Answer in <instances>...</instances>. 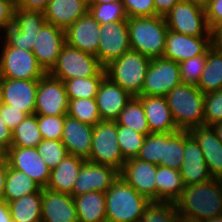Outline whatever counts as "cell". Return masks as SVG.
Returning <instances> with one entry per match:
<instances>
[{"instance_id":"obj_1","label":"cell","mask_w":222,"mask_h":222,"mask_svg":"<svg viewBox=\"0 0 222 222\" xmlns=\"http://www.w3.org/2000/svg\"><path fill=\"white\" fill-rule=\"evenodd\" d=\"M181 218L205 222L222 215V180L186 185L175 202Z\"/></svg>"},{"instance_id":"obj_2","label":"cell","mask_w":222,"mask_h":222,"mask_svg":"<svg viewBox=\"0 0 222 222\" xmlns=\"http://www.w3.org/2000/svg\"><path fill=\"white\" fill-rule=\"evenodd\" d=\"M130 49L154 59L163 57L168 26L163 16L128 18Z\"/></svg>"},{"instance_id":"obj_3","label":"cell","mask_w":222,"mask_h":222,"mask_svg":"<svg viewBox=\"0 0 222 222\" xmlns=\"http://www.w3.org/2000/svg\"><path fill=\"white\" fill-rule=\"evenodd\" d=\"M107 222H140L150 201L120 176L105 192Z\"/></svg>"},{"instance_id":"obj_4","label":"cell","mask_w":222,"mask_h":222,"mask_svg":"<svg viewBox=\"0 0 222 222\" xmlns=\"http://www.w3.org/2000/svg\"><path fill=\"white\" fill-rule=\"evenodd\" d=\"M204 95L196 85L181 83L165 96L179 130L204 126Z\"/></svg>"},{"instance_id":"obj_5","label":"cell","mask_w":222,"mask_h":222,"mask_svg":"<svg viewBox=\"0 0 222 222\" xmlns=\"http://www.w3.org/2000/svg\"><path fill=\"white\" fill-rule=\"evenodd\" d=\"M150 62V58L130 49L104 67L106 77L131 96H139Z\"/></svg>"},{"instance_id":"obj_6","label":"cell","mask_w":222,"mask_h":222,"mask_svg":"<svg viewBox=\"0 0 222 222\" xmlns=\"http://www.w3.org/2000/svg\"><path fill=\"white\" fill-rule=\"evenodd\" d=\"M47 23L40 11H27L14 8L13 15L6 22L2 31V41L6 45L26 51H32L37 33Z\"/></svg>"},{"instance_id":"obj_7","label":"cell","mask_w":222,"mask_h":222,"mask_svg":"<svg viewBox=\"0 0 222 222\" xmlns=\"http://www.w3.org/2000/svg\"><path fill=\"white\" fill-rule=\"evenodd\" d=\"M104 67L93 54L69 46H63L56 64L48 72L63 82L73 78L96 76Z\"/></svg>"},{"instance_id":"obj_8","label":"cell","mask_w":222,"mask_h":222,"mask_svg":"<svg viewBox=\"0 0 222 222\" xmlns=\"http://www.w3.org/2000/svg\"><path fill=\"white\" fill-rule=\"evenodd\" d=\"M92 150L87 161L114 167L120 171L124 165L118 139L117 122L100 121L93 127Z\"/></svg>"},{"instance_id":"obj_9","label":"cell","mask_w":222,"mask_h":222,"mask_svg":"<svg viewBox=\"0 0 222 222\" xmlns=\"http://www.w3.org/2000/svg\"><path fill=\"white\" fill-rule=\"evenodd\" d=\"M164 18L168 30L173 32L194 37L212 36L205 9L187 1L180 0Z\"/></svg>"},{"instance_id":"obj_10","label":"cell","mask_w":222,"mask_h":222,"mask_svg":"<svg viewBox=\"0 0 222 222\" xmlns=\"http://www.w3.org/2000/svg\"><path fill=\"white\" fill-rule=\"evenodd\" d=\"M0 52V78L39 80L46 72L38 64L32 51L3 43Z\"/></svg>"},{"instance_id":"obj_11","label":"cell","mask_w":222,"mask_h":222,"mask_svg":"<svg viewBox=\"0 0 222 222\" xmlns=\"http://www.w3.org/2000/svg\"><path fill=\"white\" fill-rule=\"evenodd\" d=\"M181 83L179 63L164 57L154 58L151 59L140 95L165 97Z\"/></svg>"},{"instance_id":"obj_12","label":"cell","mask_w":222,"mask_h":222,"mask_svg":"<svg viewBox=\"0 0 222 222\" xmlns=\"http://www.w3.org/2000/svg\"><path fill=\"white\" fill-rule=\"evenodd\" d=\"M68 104L64 82L45 73L38 83L35 115L65 116L68 113Z\"/></svg>"},{"instance_id":"obj_13","label":"cell","mask_w":222,"mask_h":222,"mask_svg":"<svg viewBox=\"0 0 222 222\" xmlns=\"http://www.w3.org/2000/svg\"><path fill=\"white\" fill-rule=\"evenodd\" d=\"M100 38L95 55L105 67L130 50L128 20L100 24Z\"/></svg>"},{"instance_id":"obj_14","label":"cell","mask_w":222,"mask_h":222,"mask_svg":"<svg viewBox=\"0 0 222 222\" xmlns=\"http://www.w3.org/2000/svg\"><path fill=\"white\" fill-rule=\"evenodd\" d=\"M9 167L25 173L45 188L50 177V168L36 147L11 146L4 154Z\"/></svg>"},{"instance_id":"obj_15","label":"cell","mask_w":222,"mask_h":222,"mask_svg":"<svg viewBox=\"0 0 222 222\" xmlns=\"http://www.w3.org/2000/svg\"><path fill=\"white\" fill-rule=\"evenodd\" d=\"M119 176L112 166L85 161L73 187V197L89 192L105 193Z\"/></svg>"},{"instance_id":"obj_16","label":"cell","mask_w":222,"mask_h":222,"mask_svg":"<svg viewBox=\"0 0 222 222\" xmlns=\"http://www.w3.org/2000/svg\"><path fill=\"white\" fill-rule=\"evenodd\" d=\"M158 165L131 158L124 162L119 176L149 201H156V172Z\"/></svg>"},{"instance_id":"obj_17","label":"cell","mask_w":222,"mask_h":222,"mask_svg":"<svg viewBox=\"0 0 222 222\" xmlns=\"http://www.w3.org/2000/svg\"><path fill=\"white\" fill-rule=\"evenodd\" d=\"M65 44V31L53 24L46 23L37 33L32 53L46 73L56 64Z\"/></svg>"},{"instance_id":"obj_18","label":"cell","mask_w":222,"mask_h":222,"mask_svg":"<svg viewBox=\"0 0 222 222\" xmlns=\"http://www.w3.org/2000/svg\"><path fill=\"white\" fill-rule=\"evenodd\" d=\"M39 80L0 78L1 103L21 109L27 116L35 114Z\"/></svg>"},{"instance_id":"obj_19","label":"cell","mask_w":222,"mask_h":222,"mask_svg":"<svg viewBox=\"0 0 222 222\" xmlns=\"http://www.w3.org/2000/svg\"><path fill=\"white\" fill-rule=\"evenodd\" d=\"M212 46V36L194 37L167 31L163 57L177 63L199 55H207Z\"/></svg>"},{"instance_id":"obj_20","label":"cell","mask_w":222,"mask_h":222,"mask_svg":"<svg viewBox=\"0 0 222 222\" xmlns=\"http://www.w3.org/2000/svg\"><path fill=\"white\" fill-rule=\"evenodd\" d=\"M179 172L185 186L212 179L199 144L187 130H184V158Z\"/></svg>"},{"instance_id":"obj_21","label":"cell","mask_w":222,"mask_h":222,"mask_svg":"<svg viewBox=\"0 0 222 222\" xmlns=\"http://www.w3.org/2000/svg\"><path fill=\"white\" fill-rule=\"evenodd\" d=\"M99 29L100 23L87 12L65 30L66 43L71 47L96 55L100 38Z\"/></svg>"},{"instance_id":"obj_22","label":"cell","mask_w":222,"mask_h":222,"mask_svg":"<svg viewBox=\"0 0 222 222\" xmlns=\"http://www.w3.org/2000/svg\"><path fill=\"white\" fill-rule=\"evenodd\" d=\"M93 127L65 115L61 142L69 155L88 160L92 150Z\"/></svg>"},{"instance_id":"obj_23","label":"cell","mask_w":222,"mask_h":222,"mask_svg":"<svg viewBox=\"0 0 222 222\" xmlns=\"http://www.w3.org/2000/svg\"><path fill=\"white\" fill-rule=\"evenodd\" d=\"M41 222H79L73 197L70 194L42 188Z\"/></svg>"},{"instance_id":"obj_24","label":"cell","mask_w":222,"mask_h":222,"mask_svg":"<svg viewBox=\"0 0 222 222\" xmlns=\"http://www.w3.org/2000/svg\"><path fill=\"white\" fill-rule=\"evenodd\" d=\"M132 97L119 85L105 77L95 97L102 121H116Z\"/></svg>"},{"instance_id":"obj_25","label":"cell","mask_w":222,"mask_h":222,"mask_svg":"<svg viewBox=\"0 0 222 222\" xmlns=\"http://www.w3.org/2000/svg\"><path fill=\"white\" fill-rule=\"evenodd\" d=\"M199 144L212 178L222 180V143L212 126H199L189 130Z\"/></svg>"},{"instance_id":"obj_26","label":"cell","mask_w":222,"mask_h":222,"mask_svg":"<svg viewBox=\"0 0 222 222\" xmlns=\"http://www.w3.org/2000/svg\"><path fill=\"white\" fill-rule=\"evenodd\" d=\"M137 97L144 107L150 133H170L179 130L172 117L166 97L146 95Z\"/></svg>"},{"instance_id":"obj_27","label":"cell","mask_w":222,"mask_h":222,"mask_svg":"<svg viewBox=\"0 0 222 222\" xmlns=\"http://www.w3.org/2000/svg\"><path fill=\"white\" fill-rule=\"evenodd\" d=\"M87 12V0H50L44 15L47 23L65 31Z\"/></svg>"},{"instance_id":"obj_28","label":"cell","mask_w":222,"mask_h":222,"mask_svg":"<svg viewBox=\"0 0 222 222\" xmlns=\"http://www.w3.org/2000/svg\"><path fill=\"white\" fill-rule=\"evenodd\" d=\"M85 161L82 158L68 154L51 170L49 181L45 188L55 192L70 194L73 197V187Z\"/></svg>"},{"instance_id":"obj_29","label":"cell","mask_w":222,"mask_h":222,"mask_svg":"<svg viewBox=\"0 0 222 222\" xmlns=\"http://www.w3.org/2000/svg\"><path fill=\"white\" fill-rule=\"evenodd\" d=\"M155 178L156 201L175 203L185 188L179 170L158 166Z\"/></svg>"},{"instance_id":"obj_30","label":"cell","mask_w":222,"mask_h":222,"mask_svg":"<svg viewBox=\"0 0 222 222\" xmlns=\"http://www.w3.org/2000/svg\"><path fill=\"white\" fill-rule=\"evenodd\" d=\"M79 222H107L105 193L89 192L73 197Z\"/></svg>"},{"instance_id":"obj_31","label":"cell","mask_w":222,"mask_h":222,"mask_svg":"<svg viewBox=\"0 0 222 222\" xmlns=\"http://www.w3.org/2000/svg\"><path fill=\"white\" fill-rule=\"evenodd\" d=\"M42 188L33 194L25 195L8 202L13 222H41Z\"/></svg>"},{"instance_id":"obj_32","label":"cell","mask_w":222,"mask_h":222,"mask_svg":"<svg viewBox=\"0 0 222 222\" xmlns=\"http://www.w3.org/2000/svg\"><path fill=\"white\" fill-rule=\"evenodd\" d=\"M197 87L204 94L222 89V52L214 45L207 50L206 64Z\"/></svg>"},{"instance_id":"obj_33","label":"cell","mask_w":222,"mask_h":222,"mask_svg":"<svg viewBox=\"0 0 222 222\" xmlns=\"http://www.w3.org/2000/svg\"><path fill=\"white\" fill-rule=\"evenodd\" d=\"M4 201L11 202L25 195L38 192L42 187L25 173L13 169L7 164Z\"/></svg>"},{"instance_id":"obj_34","label":"cell","mask_w":222,"mask_h":222,"mask_svg":"<svg viewBox=\"0 0 222 222\" xmlns=\"http://www.w3.org/2000/svg\"><path fill=\"white\" fill-rule=\"evenodd\" d=\"M117 125L127 126L143 135L150 134V128L146 119L145 110L141 100L132 97L116 120Z\"/></svg>"},{"instance_id":"obj_35","label":"cell","mask_w":222,"mask_h":222,"mask_svg":"<svg viewBox=\"0 0 222 222\" xmlns=\"http://www.w3.org/2000/svg\"><path fill=\"white\" fill-rule=\"evenodd\" d=\"M184 158V130L163 133L161 166L180 170Z\"/></svg>"},{"instance_id":"obj_36","label":"cell","mask_w":222,"mask_h":222,"mask_svg":"<svg viewBox=\"0 0 222 222\" xmlns=\"http://www.w3.org/2000/svg\"><path fill=\"white\" fill-rule=\"evenodd\" d=\"M105 77L106 72L105 68H103L96 76L87 78H73L64 81L68 100L95 98Z\"/></svg>"},{"instance_id":"obj_37","label":"cell","mask_w":222,"mask_h":222,"mask_svg":"<svg viewBox=\"0 0 222 222\" xmlns=\"http://www.w3.org/2000/svg\"><path fill=\"white\" fill-rule=\"evenodd\" d=\"M43 140L37 125V115H28L12 130L14 147H36Z\"/></svg>"},{"instance_id":"obj_38","label":"cell","mask_w":222,"mask_h":222,"mask_svg":"<svg viewBox=\"0 0 222 222\" xmlns=\"http://www.w3.org/2000/svg\"><path fill=\"white\" fill-rule=\"evenodd\" d=\"M67 115L91 126L102 121L95 98L69 100Z\"/></svg>"},{"instance_id":"obj_39","label":"cell","mask_w":222,"mask_h":222,"mask_svg":"<svg viewBox=\"0 0 222 222\" xmlns=\"http://www.w3.org/2000/svg\"><path fill=\"white\" fill-rule=\"evenodd\" d=\"M175 203L150 201L145 207L140 222H180Z\"/></svg>"},{"instance_id":"obj_40","label":"cell","mask_w":222,"mask_h":222,"mask_svg":"<svg viewBox=\"0 0 222 222\" xmlns=\"http://www.w3.org/2000/svg\"><path fill=\"white\" fill-rule=\"evenodd\" d=\"M145 138V135L130 127L117 125V139L124 161L137 157Z\"/></svg>"},{"instance_id":"obj_41","label":"cell","mask_w":222,"mask_h":222,"mask_svg":"<svg viewBox=\"0 0 222 222\" xmlns=\"http://www.w3.org/2000/svg\"><path fill=\"white\" fill-rule=\"evenodd\" d=\"M88 12L100 24L128 20L122 1L87 5Z\"/></svg>"},{"instance_id":"obj_42","label":"cell","mask_w":222,"mask_h":222,"mask_svg":"<svg viewBox=\"0 0 222 222\" xmlns=\"http://www.w3.org/2000/svg\"><path fill=\"white\" fill-rule=\"evenodd\" d=\"M36 149L50 170L54 169L68 155L61 140L43 139Z\"/></svg>"},{"instance_id":"obj_43","label":"cell","mask_w":222,"mask_h":222,"mask_svg":"<svg viewBox=\"0 0 222 222\" xmlns=\"http://www.w3.org/2000/svg\"><path fill=\"white\" fill-rule=\"evenodd\" d=\"M136 158L161 166V159H163V133L146 135L144 144Z\"/></svg>"},{"instance_id":"obj_44","label":"cell","mask_w":222,"mask_h":222,"mask_svg":"<svg viewBox=\"0 0 222 222\" xmlns=\"http://www.w3.org/2000/svg\"><path fill=\"white\" fill-rule=\"evenodd\" d=\"M204 125L222 122V89L204 95Z\"/></svg>"},{"instance_id":"obj_45","label":"cell","mask_w":222,"mask_h":222,"mask_svg":"<svg viewBox=\"0 0 222 222\" xmlns=\"http://www.w3.org/2000/svg\"><path fill=\"white\" fill-rule=\"evenodd\" d=\"M205 64L206 55H199L179 63L182 83L197 86Z\"/></svg>"},{"instance_id":"obj_46","label":"cell","mask_w":222,"mask_h":222,"mask_svg":"<svg viewBox=\"0 0 222 222\" xmlns=\"http://www.w3.org/2000/svg\"><path fill=\"white\" fill-rule=\"evenodd\" d=\"M65 116L37 115V125L43 139L61 140Z\"/></svg>"},{"instance_id":"obj_47","label":"cell","mask_w":222,"mask_h":222,"mask_svg":"<svg viewBox=\"0 0 222 222\" xmlns=\"http://www.w3.org/2000/svg\"><path fill=\"white\" fill-rule=\"evenodd\" d=\"M122 3L128 18L155 16L153 0H122Z\"/></svg>"},{"instance_id":"obj_48","label":"cell","mask_w":222,"mask_h":222,"mask_svg":"<svg viewBox=\"0 0 222 222\" xmlns=\"http://www.w3.org/2000/svg\"><path fill=\"white\" fill-rule=\"evenodd\" d=\"M0 116L11 130L16 128L25 118L26 114L21 109L12 108V106L1 103Z\"/></svg>"},{"instance_id":"obj_49","label":"cell","mask_w":222,"mask_h":222,"mask_svg":"<svg viewBox=\"0 0 222 222\" xmlns=\"http://www.w3.org/2000/svg\"><path fill=\"white\" fill-rule=\"evenodd\" d=\"M205 15L211 30L222 25V0H211L205 8Z\"/></svg>"},{"instance_id":"obj_50","label":"cell","mask_w":222,"mask_h":222,"mask_svg":"<svg viewBox=\"0 0 222 222\" xmlns=\"http://www.w3.org/2000/svg\"><path fill=\"white\" fill-rule=\"evenodd\" d=\"M50 0H16L15 8H20L27 11L45 12Z\"/></svg>"},{"instance_id":"obj_51","label":"cell","mask_w":222,"mask_h":222,"mask_svg":"<svg viewBox=\"0 0 222 222\" xmlns=\"http://www.w3.org/2000/svg\"><path fill=\"white\" fill-rule=\"evenodd\" d=\"M12 145V130L0 116V153L3 155Z\"/></svg>"},{"instance_id":"obj_52","label":"cell","mask_w":222,"mask_h":222,"mask_svg":"<svg viewBox=\"0 0 222 222\" xmlns=\"http://www.w3.org/2000/svg\"><path fill=\"white\" fill-rule=\"evenodd\" d=\"M15 3L12 0H0V32L13 15Z\"/></svg>"},{"instance_id":"obj_53","label":"cell","mask_w":222,"mask_h":222,"mask_svg":"<svg viewBox=\"0 0 222 222\" xmlns=\"http://www.w3.org/2000/svg\"><path fill=\"white\" fill-rule=\"evenodd\" d=\"M155 7V15L163 16L172 9L180 0H153Z\"/></svg>"},{"instance_id":"obj_54","label":"cell","mask_w":222,"mask_h":222,"mask_svg":"<svg viewBox=\"0 0 222 222\" xmlns=\"http://www.w3.org/2000/svg\"><path fill=\"white\" fill-rule=\"evenodd\" d=\"M7 176V161L4 155L0 156V201L4 200V190Z\"/></svg>"},{"instance_id":"obj_55","label":"cell","mask_w":222,"mask_h":222,"mask_svg":"<svg viewBox=\"0 0 222 222\" xmlns=\"http://www.w3.org/2000/svg\"><path fill=\"white\" fill-rule=\"evenodd\" d=\"M212 45L222 52V25L212 30Z\"/></svg>"},{"instance_id":"obj_56","label":"cell","mask_w":222,"mask_h":222,"mask_svg":"<svg viewBox=\"0 0 222 222\" xmlns=\"http://www.w3.org/2000/svg\"><path fill=\"white\" fill-rule=\"evenodd\" d=\"M0 222H13L9 205L6 201H0Z\"/></svg>"},{"instance_id":"obj_57","label":"cell","mask_w":222,"mask_h":222,"mask_svg":"<svg viewBox=\"0 0 222 222\" xmlns=\"http://www.w3.org/2000/svg\"><path fill=\"white\" fill-rule=\"evenodd\" d=\"M205 9L211 0H184Z\"/></svg>"},{"instance_id":"obj_58","label":"cell","mask_w":222,"mask_h":222,"mask_svg":"<svg viewBox=\"0 0 222 222\" xmlns=\"http://www.w3.org/2000/svg\"><path fill=\"white\" fill-rule=\"evenodd\" d=\"M212 127L217 134L218 140L222 143V122L216 123Z\"/></svg>"},{"instance_id":"obj_59","label":"cell","mask_w":222,"mask_h":222,"mask_svg":"<svg viewBox=\"0 0 222 222\" xmlns=\"http://www.w3.org/2000/svg\"><path fill=\"white\" fill-rule=\"evenodd\" d=\"M122 0H87V5H95L101 3L119 2Z\"/></svg>"},{"instance_id":"obj_60","label":"cell","mask_w":222,"mask_h":222,"mask_svg":"<svg viewBox=\"0 0 222 222\" xmlns=\"http://www.w3.org/2000/svg\"><path fill=\"white\" fill-rule=\"evenodd\" d=\"M205 222H222V215L213 217V218H211V219H208V220L205 221Z\"/></svg>"},{"instance_id":"obj_61","label":"cell","mask_w":222,"mask_h":222,"mask_svg":"<svg viewBox=\"0 0 222 222\" xmlns=\"http://www.w3.org/2000/svg\"><path fill=\"white\" fill-rule=\"evenodd\" d=\"M180 222H199V221H194V220H188V219L181 218Z\"/></svg>"}]
</instances>
